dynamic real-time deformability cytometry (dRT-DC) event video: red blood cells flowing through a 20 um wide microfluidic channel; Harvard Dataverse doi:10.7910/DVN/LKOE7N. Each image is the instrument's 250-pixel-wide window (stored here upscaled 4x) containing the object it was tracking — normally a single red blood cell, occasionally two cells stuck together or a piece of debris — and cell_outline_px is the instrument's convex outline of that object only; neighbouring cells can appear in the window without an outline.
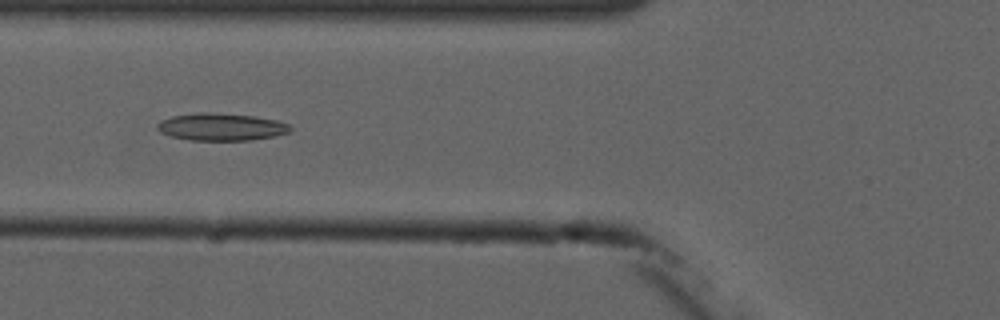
{"species": "common noctule bat (a hibernating species)", "species_latin": "Nyctalus noctula", "temperature_condition": "cold", "stored_images_in_passage": 9, "camera_frame_rate_fps": 3000, "um_per_image_px": 0.085, "animal": {"sex": "male", "forearm_length_mm": 52.5}, "frame": {"image": 1, "passage_image": 6, "time_ms": 5.667, "image_size_px": [1000, 320], "cell_outline_px": [[292, 128], [288, 132], [276, 136], [252, 140], [188, 140], [172, 136], [160, 132], [156, 128], [156, 124], [160, 120], [172, 116], [204, 112], [212, 112], [252, 116], [276, 120], [288, 124]], "centroid_in_image_um": [18.78, 10.79], "position_along_channel_um": 107.0, "area_um2": 21.15}}
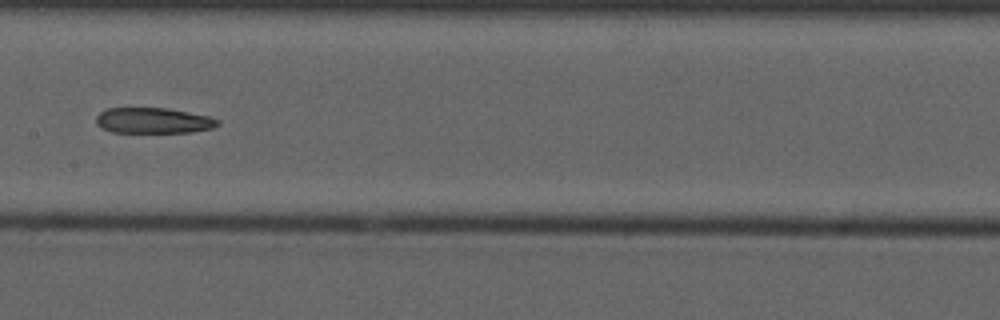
{"frame": {"image": 2, "passage_image": 8, "time_ms": 8.0, "image_size_px": [1000, 320], "cell_outline_px": [[220, 124], [212, 128], [192, 132], [112, 132], [96, 124], [96, 116], [100, 112], [108, 108], [164, 108], [208, 116], [220, 120]], "centroid_in_image_um": [13.03, 10.25], "position_along_channel_um": 194.4, "area_um2": 17.98}}
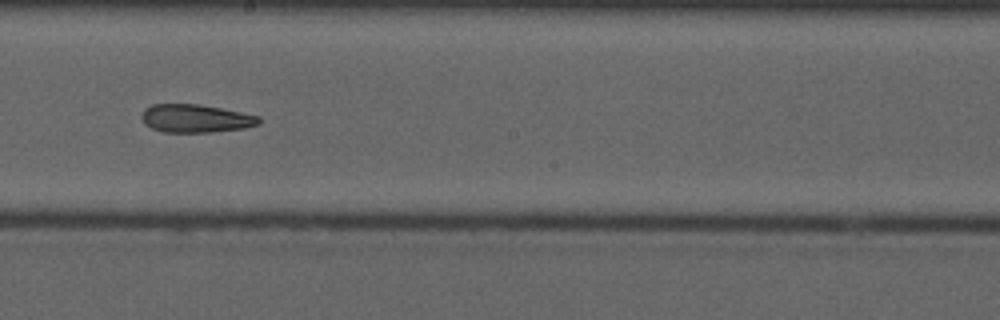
{"frame": {"image": 3, "passage_image": 9, "time_ms": 9.0, "image_size_px": [1000, 320], "cell_outline_px": [[260, 124], [244, 128], [212, 132], [164, 132], [152, 128], [144, 124], [140, 116], [144, 108], [152, 104], [200, 104], [260, 116]], "centroid_in_image_um": [16.6, 10.06], "position_along_channel_um": 231.6, "area_um2": 19.31}}